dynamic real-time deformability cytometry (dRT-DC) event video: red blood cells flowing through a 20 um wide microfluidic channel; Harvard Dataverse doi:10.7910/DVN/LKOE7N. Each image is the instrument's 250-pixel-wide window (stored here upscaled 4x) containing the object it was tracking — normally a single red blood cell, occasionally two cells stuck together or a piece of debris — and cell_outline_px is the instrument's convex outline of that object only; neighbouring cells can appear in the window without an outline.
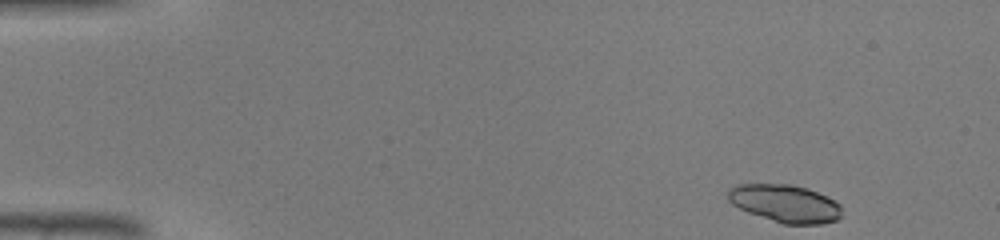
{"species": "common noctule bat (a hibernating species)", "species_latin": "Nyctalus noctula", "temperature_condition": "warm", "stored_images_in_passage": 41, "camera_frame_rate_fps": 3000, "um_per_image_px": 0.085, "animal": {"sex": "male", "body_mass_g": 19.0, "forearm_length_mm": 50.8}, "frame": {"image": 1, "passage_image": 1, "time_ms": 0.0, "image_size_px": [1000, 240], "cell_outline_px": [[840, 216], [836, 220], [824, 224], [784, 224], [748, 212], [732, 204], [728, 200], [728, 188], [736, 184], [792, 184], [808, 188], [828, 196], [840, 204]], "centroid_in_image_um": [66.73, 17.28], "position_along_channel_um": 18.3, "area_um2": 25.09}}
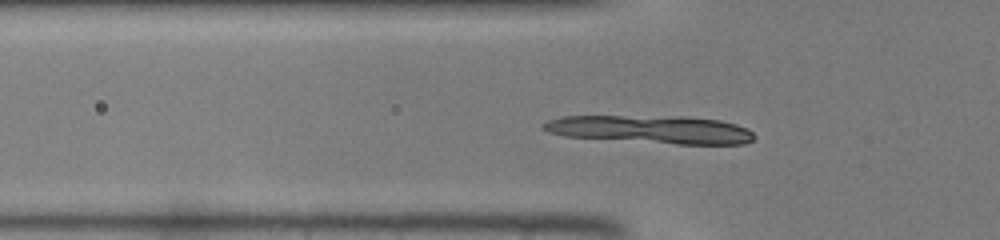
{"frame": {"image": 2, "passage_image": 12, "time_ms": 3.667, "image_size_px": [1000, 240], "cell_outline_px": [[756, 136], [752, 140], [744, 144], [676, 144], [564, 136], [548, 132], [540, 128], [540, 124], [548, 120], [564, 116], [684, 116], [720, 120], [736, 124], [748, 128]], "centroid_in_image_um": [55.34, 11.0], "position_along_channel_um": 70.5, "area_um2": 34.62}}
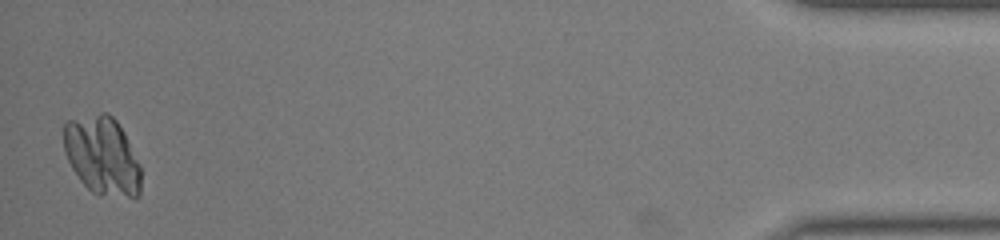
{"frame": {"image": 3, "passage_image": 41, "time_ms": 13.333, "image_size_px": [1000, 240], "cell_outline_px": [[140, 196], [136, 200], [100, 196], [92, 192], [80, 180], [72, 168], [64, 152], [64, 124], [68, 120], [100, 112], [108, 112], [116, 120], [124, 132], [140, 164]], "centroid_in_image_um": [8.71, 13.28], "position_along_channel_um": 426.5, "area_um2": 35.95}}